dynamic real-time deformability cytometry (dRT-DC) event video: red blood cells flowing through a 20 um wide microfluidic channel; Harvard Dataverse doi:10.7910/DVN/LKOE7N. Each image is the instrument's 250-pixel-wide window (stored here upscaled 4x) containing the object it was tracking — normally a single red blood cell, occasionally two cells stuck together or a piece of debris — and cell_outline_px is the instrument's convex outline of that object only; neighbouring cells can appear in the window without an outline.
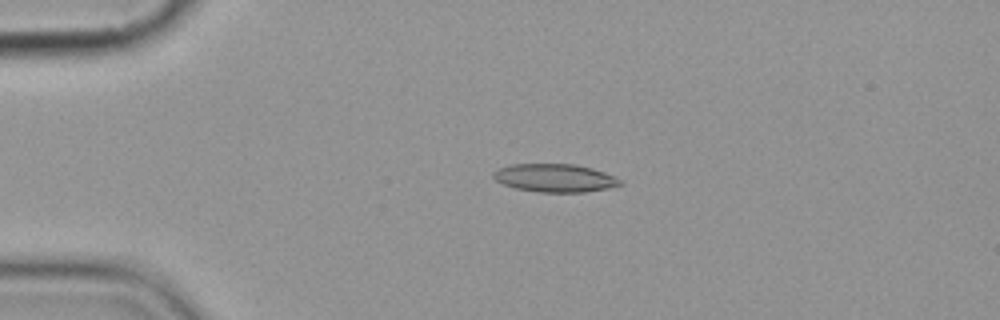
{"species": "common noctule bat (a hibernating species)", "species_latin": "Nyctalus noctula", "temperature_condition": "cold", "stored_images_in_passage": 4, "camera_frame_rate_fps": 3000, "um_per_image_px": 0.085, "animal": {"sex": "female", "body_mass_g": 19.9}, "frame": {"image": 1, "passage_image": 3, "time_ms": 2.333, "image_size_px": [1000, 320], "cell_outline_px": [[624, 184], [608, 188], [584, 192], [536, 192], [516, 188], [504, 184], [496, 180], [492, 176], [492, 172], [500, 168], [512, 164], [572, 164], [592, 168], [616, 176], [624, 180]], "centroid_in_image_um": [47.21, 15.13], "position_along_channel_um": 37.8, "area_um2": 20.87}}